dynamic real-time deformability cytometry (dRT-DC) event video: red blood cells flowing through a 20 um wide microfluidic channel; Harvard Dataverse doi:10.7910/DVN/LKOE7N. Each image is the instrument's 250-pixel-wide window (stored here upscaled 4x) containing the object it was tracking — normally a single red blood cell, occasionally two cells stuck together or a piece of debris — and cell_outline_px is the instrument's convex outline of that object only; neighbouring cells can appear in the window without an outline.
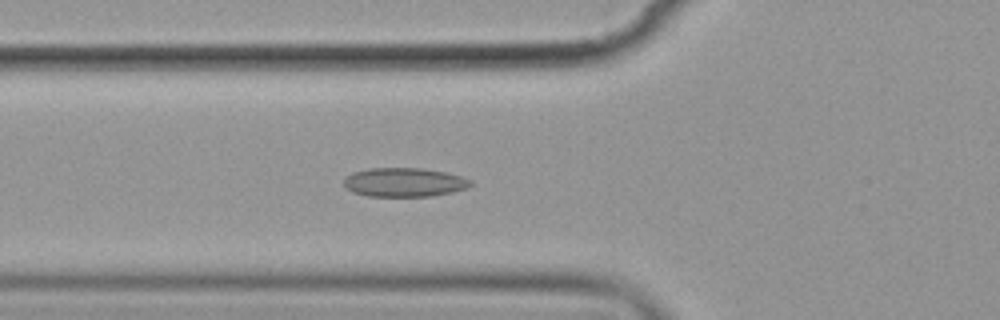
{"species": "common noctule bat (a hibernating species)", "species_latin": "Nyctalus noctula", "temperature_condition": "cold", "stored_images_in_passage": 6, "camera_frame_rate_fps": 3000, "um_per_image_px": 0.085, "animal": {"sex": "female", "body_mass_g": 19.9}, "frame": {"image": 1, "passage_image": 6, "time_ms": 6.667, "image_size_px": [1000, 320], "cell_outline_px": [[472, 184], [468, 188], [452, 192], [432, 196], [368, 196], [352, 192], [344, 184], [344, 180], [352, 172], [368, 168], [420, 168], [444, 172], [460, 176], [472, 180]], "centroid_in_image_um": [34.37, 15.49], "position_along_channel_um": 91.4, "area_um2": 21.33}}